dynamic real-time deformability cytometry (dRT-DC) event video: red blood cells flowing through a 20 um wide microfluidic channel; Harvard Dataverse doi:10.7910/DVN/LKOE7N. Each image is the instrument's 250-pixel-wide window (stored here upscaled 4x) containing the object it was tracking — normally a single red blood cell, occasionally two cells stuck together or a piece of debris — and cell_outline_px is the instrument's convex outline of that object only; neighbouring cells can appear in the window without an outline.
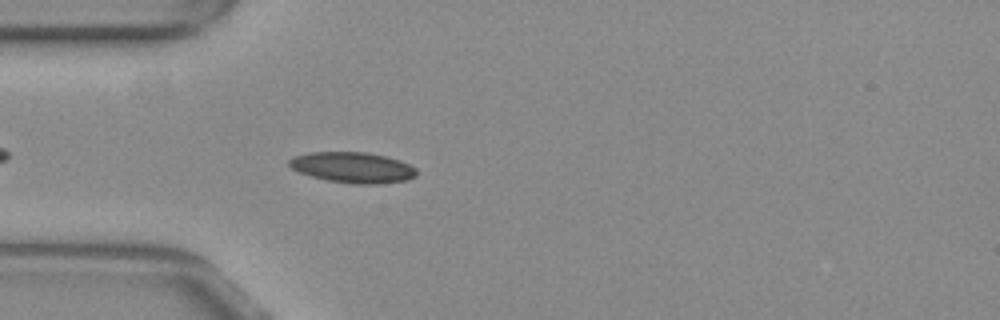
{"species": "common noctule bat (a hibernating species)", "species_latin": "Nyctalus noctula", "temperature_condition": "warm", "stored_images_in_passage": 40, "camera_frame_rate_fps": 3000, "um_per_image_px": 0.085, "animal": {"sex": "female", "body_mass_g": 29.2, "forearm_length_mm": 56.3}, "frame": {"image": 1, "passage_image": 6, "time_ms": 1.667, "image_size_px": [1000, 320], "cell_outline_px": [[416, 176], [408, 180], [376, 184], [356, 184], [328, 180], [312, 176], [300, 172], [292, 168], [288, 164], [288, 160], [292, 156], [308, 152], [368, 152], [400, 160], [416, 168]], "centroid_in_image_um": [29.98, 14.22], "position_along_channel_um": 55.0, "area_um2": 22.77}}
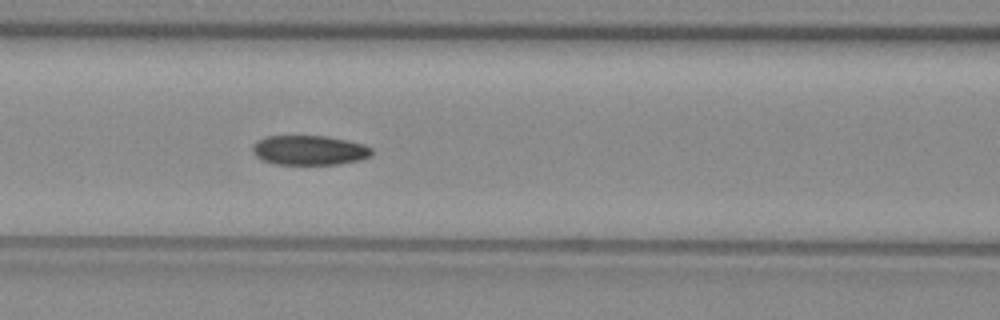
{"frame": {"image": 2, "passage_image": 13, "time_ms": 4.0, "image_size_px": [1000, 320], "cell_outline_px": [[372, 156], [360, 160], [336, 164], [276, 164], [260, 160], [252, 152], [252, 144], [256, 140], [268, 136], [328, 136], [364, 144], [372, 148]], "centroid_in_image_um": [26.27, 12.76], "position_along_channel_um": 140.3, "area_um2": 20.75}}
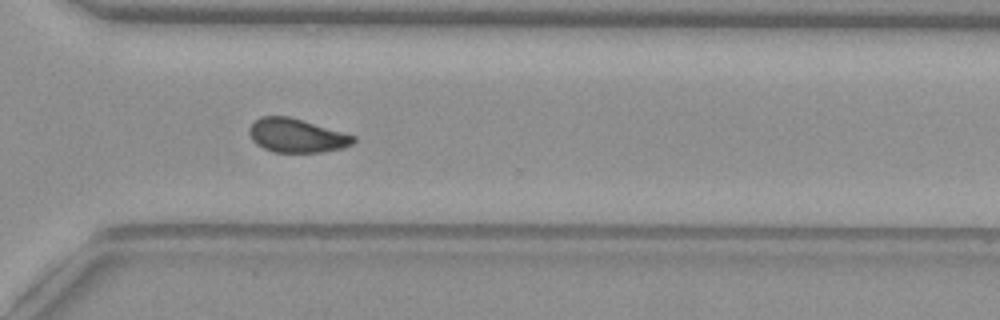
{"frame": {"image": 3, "passage_image": 29, "time_ms": 9.333, "image_size_px": [1000, 320], "cell_outline_px": [[356, 140], [352, 144], [340, 148], [324, 152], [272, 152], [256, 144], [252, 140], [248, 132], [248, 128], [260, 116], [288, 116], [356, 136]], "centroid_in_image_um": [25.18, 11.52], "position_along_channel_um": 345.4, "area_um2": 20.4}, "authors_computed_cell_mechanics": {"area_um2": 21.1548, "velocity_mm_per_s": 3.8474, "shape_relaxation_time_tau1_ms": 6.7389, "shape_relaxation_time_tau2_ms": 3.9945, "deformation_change_tau1": 0.1477, "deformation_change_tau2": 0.0674}}